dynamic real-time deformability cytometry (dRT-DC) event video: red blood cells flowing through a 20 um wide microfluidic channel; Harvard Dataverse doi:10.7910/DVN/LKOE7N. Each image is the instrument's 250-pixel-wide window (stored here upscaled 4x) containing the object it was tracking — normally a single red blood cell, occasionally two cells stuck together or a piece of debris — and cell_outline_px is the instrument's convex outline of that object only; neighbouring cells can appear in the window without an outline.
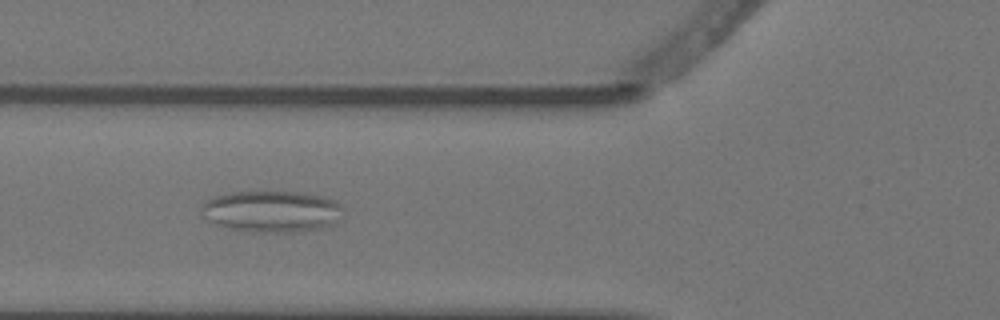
{"species": "Egyptian fruit bat (a non-hibernating species)", "species_latin": "Rousettus aegyptiacus", "temperature_condition": "warm", "stored_images_in_passage": 8, "camera_frame_rate_fps": 3000, "um_per_image_px": 0.085, "animal": {"sex": "female"}, "frame": {"image": 1, "passage_image": 6, "time_ms": 1.667, "image_size_px": [1000, 320], "cell_outline_px": [[344, 208], [332, 224], [328, 228], [300, 232], [252, 232], [228, 228], [208, 220], [200, 212], [200, 208], [212, 196], [232, 192], [304, 192], [336, 200]], "centroid_in_image_um": [23.11, 17.97], "position_along_channel_um": 102.7, "area_um2": 34.45}}
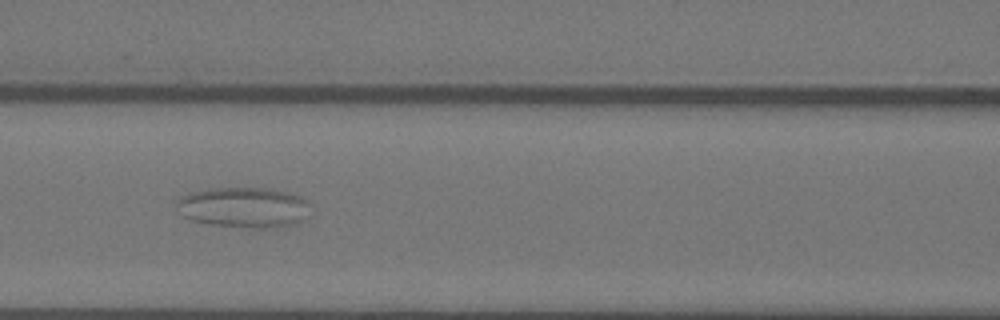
{"frame": {"image": 2, "passage_image": 7, "time_ms": 2.0, "image_size_px": [1000, 320], "cell_outline_px": [[308, 204], [300, 220], [292, 224], [264, 228], [256, 228], [208, 224], [192, 220], [184, 216], [176, 204], [176, 200], [180, 196], [188, 192], [208, 188], [272, 188], [288, 192], [300, 196], [308, 200]], "centroid_in_image_um": [20.64, 17.6], "position_along_channel_um": 146.0, "area_um2": 31.21}}
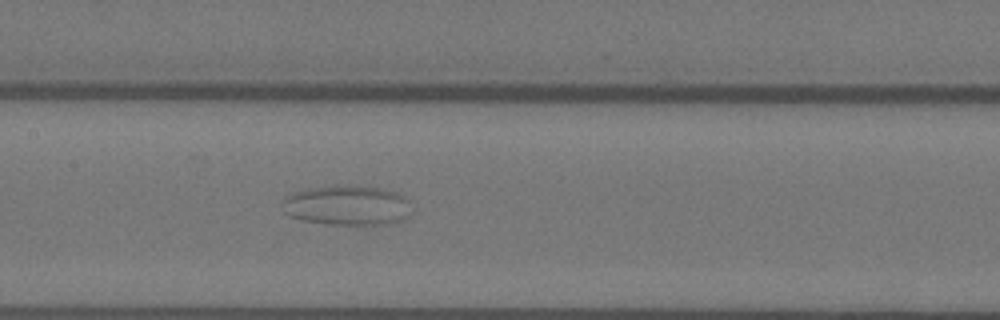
{"frame": {"image": 3, "passage_image": 8, "time_ms": 2.333, "image_size_px": [1000, 320], "cell_outline_px": [[408, 216], [400, 220], [388, 224], [324, 224], [300, 220], [288, 216], [284, 212], [284, 196], [292, 192], [308, 188], [332, 184], [352, 184], [384, 188], [396, 192], [404, 196], [408, 200]], "centroid_in_image_um": [29.45, 17.42], "position_along_channel_um": 178.0, "area_um2": 30.58}}